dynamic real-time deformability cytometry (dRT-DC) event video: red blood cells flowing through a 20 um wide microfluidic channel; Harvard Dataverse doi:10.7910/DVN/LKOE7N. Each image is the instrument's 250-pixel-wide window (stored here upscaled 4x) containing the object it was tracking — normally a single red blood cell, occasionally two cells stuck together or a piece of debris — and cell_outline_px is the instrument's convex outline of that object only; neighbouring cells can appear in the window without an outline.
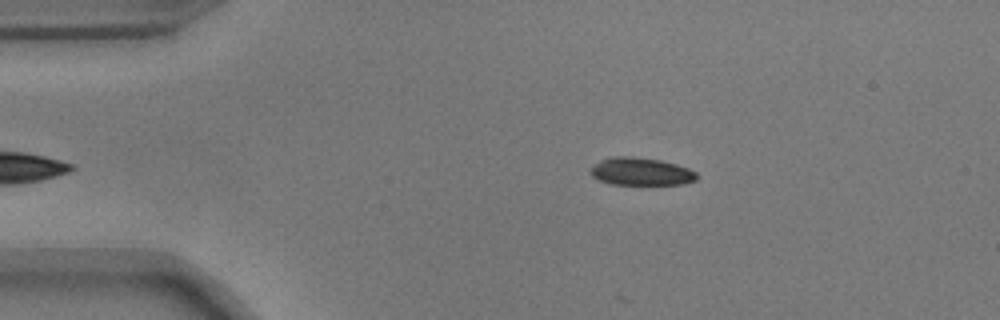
{"species": "common noctule bat (a hibernating species)", "species_latin": "Nyctalus noctula", "temperature_condition": "warm", "stored_images_in_passage": 39, "camera_frame_rate_fps": 3000, "um_per_image_px": 0.085, "animal": {"sex": "male", "body_mass_g": 17.9}, "frame": {"image": 1, "passage_image": 2, "time_ms": 0.333, "image_size_px": [1000, 320], "cell_outline_px": [[700, 176], [696, 180], [684, 184], [612, 184], [600, 180], [592, 176], [588, 172], [588, 168], [600, 160], [616, 156], [632, 156], [660, 160], [676, 164], [688, 168], [696, 172]], "centroid_in_image_um": [54.47, 14.58], "position_along_channel_um": 30.5, "area_um2": 17.28}}
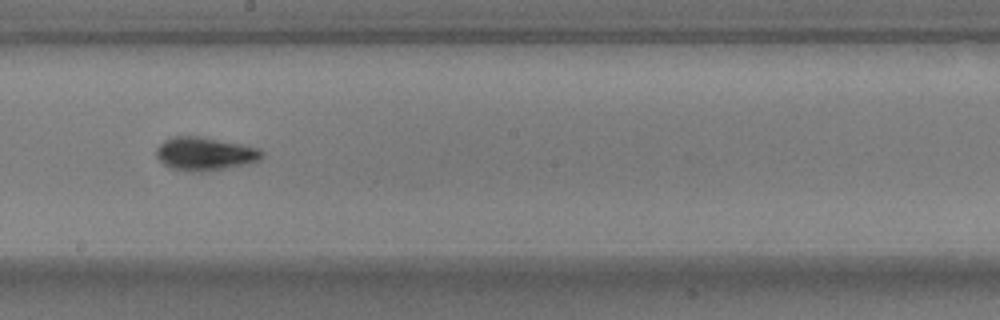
{"frame": {"image": 2, "passage_image": 22, "time_ms": 7.0, "image_size_px": [1000, 320], "cell_outline_px": [[264, 156], [256, 160], [224, 168], [200, 172], [172, 168], [164, 164], [156, 156], [156, 148], [164, 140], [172, 136], [200, 136], [260, 148], [264, 152]], "centroid_in_image_um": [17.37, 13.04], "position_along_channel_um": 230.8, "area_um2": 20.06}}
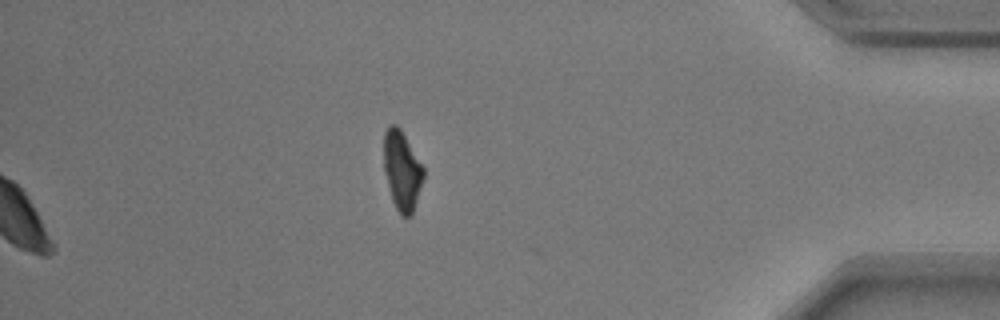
{"frame": {"image": 3, "passage_image": 39, "time_ms": 12.667, "image_size_px": [1000, 320], "cell_outline_px": [[424, 176], [412, 216], [400, 216], [392, 200], [384, 172], [384, 132], [388, 124], [396, 124], [400, 128], [424, 168]], "centroid_in_image_um": [34.16, 14.5], "position_along_channel_um": 401.0, "area_um2": 18.32}, "authors_computed_cell_mechanics": {"area_um2": 18.496, "velocity_mm_per_s": 3.7144, "shape_relaxation_time_tau1_ms": 2.0946, "shape_relaxation_time_tau2_ms": 1.2136, "deformation_change_tau1": 0.144, "deformation_change_tau2": 0.065}}